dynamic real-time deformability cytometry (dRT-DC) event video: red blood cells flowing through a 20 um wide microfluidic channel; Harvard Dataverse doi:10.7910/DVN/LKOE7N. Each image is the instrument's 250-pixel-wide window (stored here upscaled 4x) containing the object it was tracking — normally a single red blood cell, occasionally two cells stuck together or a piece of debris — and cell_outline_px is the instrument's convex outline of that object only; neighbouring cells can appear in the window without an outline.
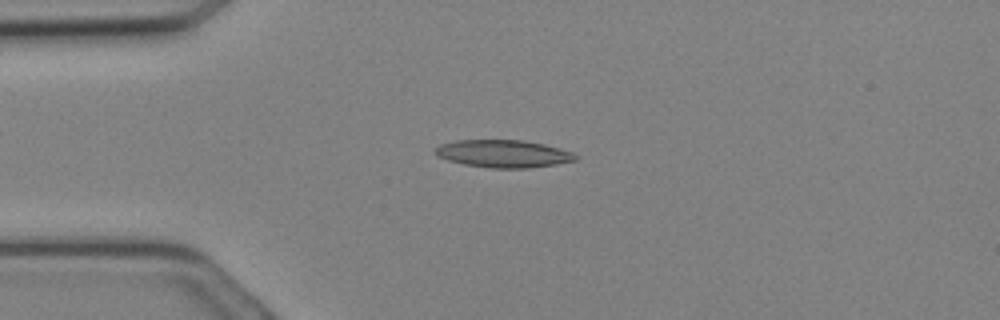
{"species": "Egyptian fruit bat (a non-hibernating species)", "species_latin": "Rousettus aegyptiacus", "temperature_condition": "cold", "stored_images_in_passage": 12, "camera_frame_rate_fps": 3000, "um_per_image_px": 0.085, "animal": {"sex": "female"}, "frame": {"image": 1, "passage_image": 3, "time_ms": 0.667, "image_size_px": [1000, 320], "cell_outline_px": [[576, 160], [556, 164], [528, 168], [488, 168], [464, 164], [448, 160], [436, 156], [436, 148], [440, 144], [456, 140], [524, 140], [544, 144], [560, 148], [572, 152], [576, 156]], "centroid_in_image_um": [42.78, 13.06], "position_along_channel_um": 42.2, "area_um2": 22.48}}
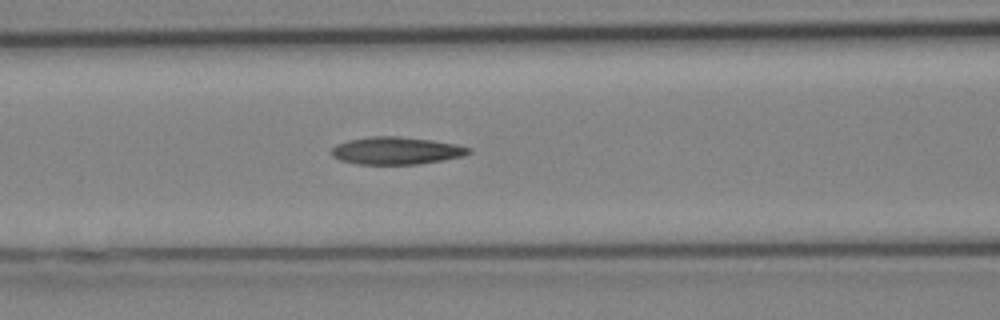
{"frame": {"image": 2, "passage_image": 8, "time_ms": 2.333, "image_size_px": [1000, 320], "cell_outline_px": [[472, 152], [464, 156], [420, 164], [356, 164], [340, 160], [332, 156], [332, 148], [336, 144], [348, 140], [372, 136], [400, 136], [432, 140], [456, 144], [472, 148]], "centroid_in_image_um": [33.7, 12.8], "position_along_channel_um": 132.9, "area_um2": 22.08}}
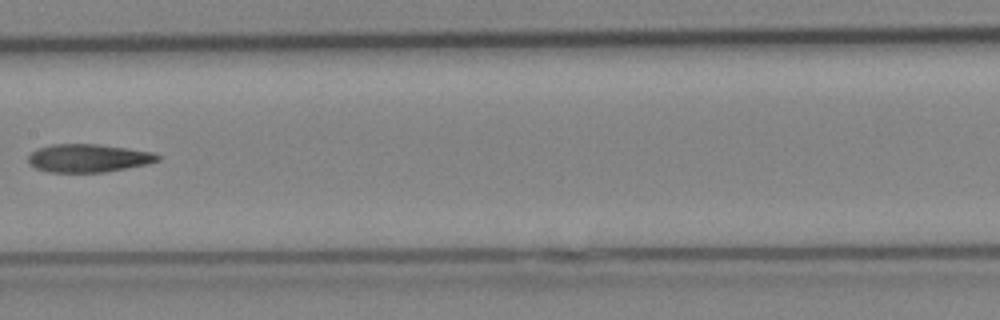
{"frame": {"image": 3, "passage_image": 11, "time_ms": 3.333, "image_size_px": [1000, 320], "cell_outline_px": [[160, 160], [148, 164], [104, 172], [52, 172], [36, 168], [28, 160], [28, 156], [36, 148], [52, 144], [100, 144], [128, 148], [152, 152], [160, 156]], "centroid_in_image_um": [7.53, 13.43], "position_along_channel_um": 199.9, "area_um2": 21.15}}